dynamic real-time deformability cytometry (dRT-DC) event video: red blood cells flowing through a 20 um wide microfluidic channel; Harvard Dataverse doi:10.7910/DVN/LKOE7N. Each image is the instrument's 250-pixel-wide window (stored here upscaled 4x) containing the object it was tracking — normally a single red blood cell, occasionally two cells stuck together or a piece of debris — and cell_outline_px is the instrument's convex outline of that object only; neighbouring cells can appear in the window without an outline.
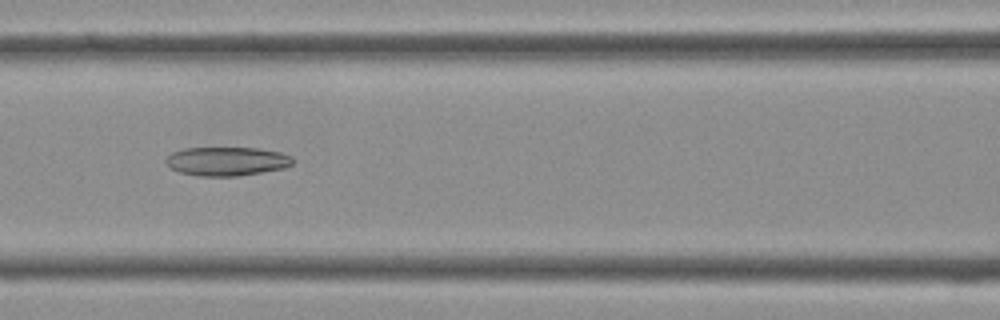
{"species": "Egyptian fruit bat (a non-hibernating species)", "species_latin": "Rousettus aegyptiacus", "temperature_condition": "cold", "stored_images_in_passage": 30, "camera_frame_rate_fps": 3000, "um_per_image_px": 0.085, "frame": {"image": 1, "passage_image": 7, "time_ms": 2.0, "image_size_px": [1000, 320], "cell_outline_px": [[296, 160], [292, 164], [284, 168], [236, 176], [196, 176], [180, 172], [172, 168], [164, 160], [172, 152], [184, 148], [256, 148], [280, 152], [292, 156]], "centroid_in_image_um": [19.29, 13.7], "position_along_channel_um": 147.3, "area_um2": 21.27}}
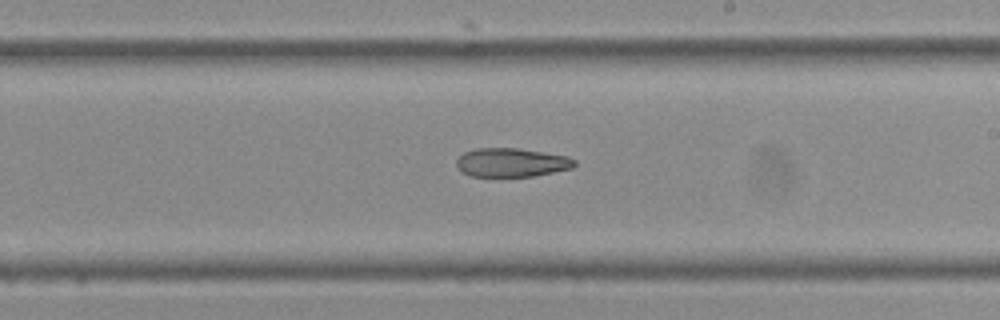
{"frame": {"image": 2, "passage_image": 13, "time_ms": 4.0, "image_size_px": [1000, 320], "cell_outline_px": [[576, 164], [572, 168], [532, 176], [472, 176], [460, 172], [456, 168], [456, 160], [464, 152], [476, 148], [520, 148], [568, 156], [576, 160]], "centroid_in_image_um": [43.45, 13.8], "position_along_channel_um": 245.5, "area_um2": 19.88}}
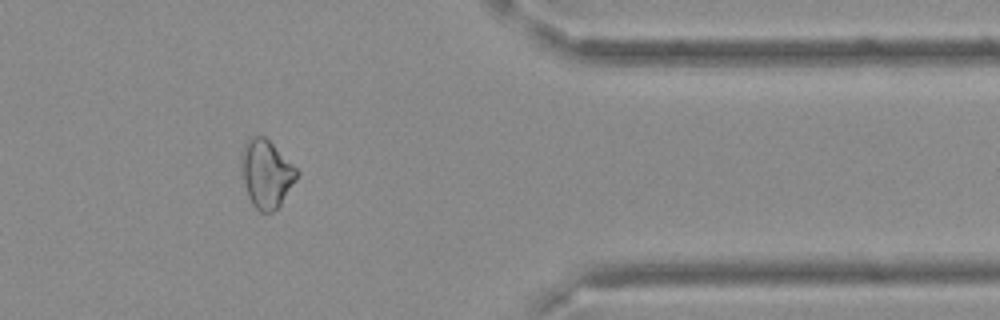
{"frame": {"image": 3, "passage_image": 23, "time_ms": 7.333, "image_size_px": [1000, 320], "cell_outline_px": [[300, 172], [296, 180], [280, 204], [272, 212], [260, 212], [252, 204], [248, 196], [240, 176], [240, 152], [248, 136], [264, 136]], "centroid_in_image_um": [22.58, 14.75], "position_along_channel_um": 388.8, "area_um2": 22.14}}